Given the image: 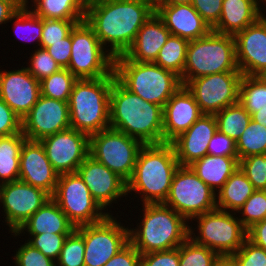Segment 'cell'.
<instances>
[{
    "label": "cell",
    "instance_id": "1",
    "mask_svg": "<svg viewBox=\"0 0 266 266\" xmlns=\"http://www.w3.org/2000/svg\"><path fill=\"white\" fill-rule=\"evenodd\" d=\"M155 8L143 0H89L84 20L115 58L124 55Z\"/></svg>",
    "mask_w": 266,
    "mask_h": 266
},
{
    "label": "cell",
    "instance_id": "2",
    "mask_svg": "<svg viewBox=\"0 0 266 266\" xmlns=\"http://www.w3.org/2000/svg\"><path fill=\"white\" fill-rule=\"evenodd\" d=\"M110 128L141 141L144 145L164 143L163 107L145 101L116 78L110 90Z\"/></svg>",
    "mask_w": 266,
    "mask_h": 266
},
{
    "label": "cell",
    "instance_id": "3",
    "mask_svg": "<svg viewBox=\"0 0 266 266\" xmlns=\"http://www.w3.org/2000/svg\"><path fill=\"white\" fill-rule=\"evenodd\" d=\"M179 166L171 143L144 145L139 151L133 175L127 182V197L137 194L131 199L134 201L137 197V202H142L140 204L164 203Z\"/></svg>",
    "mask_w": 266,
    "mask_h": 266
},
{
    "label": "cell",
    "instance_id": "4",
    "mask_svg": "<svg viewBox=\"0 0 266 266\" xmlns=\"http://www.w3.org/2000/svg\"><path fill=\"white\" fill-rule=\"evenodd\" d=\"M141 205L138 224L129 227V242L140 254L178 248L189 237V222L174 209L163 203Z\"/></svg>",
    "mask_w": 266,
    "mask_h": 266
},
{
    "label": "cell",
    "instance_id": "5",
    "mask_svg": "<svg viewBox=\"0 0 266 266\" xmlns=\"http://www.w3.org/2000/svg\"><path fill=\"white\" fill-rule=\"evenodd\" d=\"M114 71L102 78L77 79L68 100L70 128L88 136L110 128V90Z\"/></svg>",
    "mask_w": 266,
    "mask_h": 266
},
{
    "label": "cell",
    "instance_id": "6",
    "mask_svg": "<svg viewBox=\"0 0 266 266\" xmlns=\"http://www.w3.org/2000/svg\"><path fill=\"white\" fill-rule=\"evenodd\" d=\"M114 74L129 91L162 107L182 86L175 72L153 62H134L124 55L114 58Z\"/></svg>",
    "mask_w": 266,
    "mask_h": 266
},
{
    "label": "cell",
    "instance_id": "7",
    "mask_svg": "<svg viewBox=\"0 0 266 266\" xmlns=\"http://www.w3.org/2000/svg\"><path fill=\"white\" fill-rule=\"evenodd\" d=\"M240 71L236 62L234 35L211 30L206 36L189 41L182 85L205 75Z\"/></svg>",
    "mask_w": 266,
    "mask_h": 266
},
{
    "label": "cell",
    "instance_id": "8",
    "mask_svg": "<svg viewBox=\"0 0 266 266\" xmlns=\"http://www.w3.org/2000/svg\"><path fill=\"white\" fill-rule=\"evenodd\" d=\"M193 221L197 222L195 228L191 224ZM189 224V238L215 251L222 258H229L236 253L247 239V229L234 212L216 208L194 217Z\"/></svg>",
    "mask_w": 266,
    "mask_h": 266
},
{
    "label": "cell",
    "instance_id": "9",
    "mask_svg": "<svg viewBox=\"0 0 266 266\" xmlns=\"http://www.w3.org/2000/svg\"><path fill=\"white\" fill-rule=\"evenodd\" d=\"M67 69L77 79L102 78L114 71V57L102 46L85 20L72 29L71 57Z\"/></svg>",
    "mask_w": 266,
    "mask_h": 266
},
{
    "label": "cell",
    "instance_id": "10",
    "mask_svg": "<svg viewBox=\"0 0 266 266\" xmlns=\"http://www.w3.org/2000/svg\"><path fill=\"white\" fill-rule=\"evenodd\" d=\"M143 146L141 141L112 128L89 136V155L126 183L133 175L139 151Z\"/></svg>",
    "mask_w": 266,
    "mask_h": 266
},
{
    "label": "cell",
    "instance_id": "11",
    "mask_svg": "<svg viewBox=\"0 0 266 266\" xmlns=\"http://www.w3.org/2000/svg\"><path fill=\"white\" fill-rule=\"evenodd\" d=\"M164 205L174 209L188 222L217 208L216 192L206 185L189 166H179Z\"/></svg>",
    "mask_w": 266,
    "mask_h": 266
},
{
    "label": "cell",
    "instance_id": "12",
    "mask_svg": "<svg viewBox=\"0 0 266 266\" xmlns=\"http://www.w3.org/2000/svg\"><path fill=\"white\" fill-rule=\"evenodd\" d=\"M51 198L75 227L100 222L109 215L91 196L77 172L59 175Z\"/></svg>",
    "mask_w": 266,
    "mask_h": 266
},
{
    "label": "cell",
    "instance_id": "13",
    "mask_svg": "<svg viewBox=\"0 0 266 266\" xmlns=\"http://www.w3.org/2000/svg\"><path fill=\"white\" fill-rule=\"evenodd\" d=\"M109 214L94 224L81 225L76 230L83 236L85 244L84 266H104L129 242V225L117 219V213Z\"/></svg>",
    "mask_w": 266,
    "mask_h": 266
},
{
    "label": "cell",
    "instance_id": "14",
    "mask_svg": "<svg viewBox=\"0 0 266 266\" xmlns=\"http://www.w3.org/2000/svg\"><path fill=\"white\" fill-rule=\"evenodd\" d=\"M241 71H227L189 80L184 86L193 94L203 114H216L239 102Z\"/></svg>",
    "mask_w": 266,
    "mask_h": 266
},
{
    "label": "cell",
    "instance_id": "15",
    "mask_svg": "<svg viewBox=\"0 0 266 266\" xmlns=\"http://www.w3.org/2000/svg\"><path fill=\"white\" fill-rule=\"evenodd\" d=\"M49 199L51 195L45 190L20 180L1 184L0 207L5 217L2 222L9 227V233L16 232Z\"/></svg>",
    "mask_w": 266,
    "mask_h": 266
},
{
    "label": "cell",
    "instance_id": "16",
    "mask_svg": "<svg viewBox=\"0 0 266 266\" xmlns=\"http://www.w3.org/2000/svg\"><path fill=\"white\" fill-rule=\"evenodd\" d=\"M39 142L59 175L76 172L89 156V136L73 128L46 136Z\"/></svg>",
    "mask_w": 266,
    "mask_h": 266
},
{
    "label": "cell",
    "instance_id": "17",
    "mask_svg": "<svg viewBox=\"0 0 266 266\" xmlns=\"http://www.w3.org/2000/svg\"><path fill=\"white\" fill-rule=\"evenodd\" d=\"M27 140L42 138L70 128L68 102L40 95L31 110L21 119Z\"/></svg>",
    "mask_w": 266,
    "mask_h": 266
},
{
    "label": "cell",
    "instance_id": "18",
    "mask_svg": "<svg viewBox=\"0 0 266 266\" xmlns=\"http://www.w3.org/2000/svg\"><path fill=\"white\" fill-rule=\"evenodd\" d=\"M90 190L91 196L109 214L111 208L127 197V183L104 164L90 155L76 171ZM109 208V209H108ZM110 211V212H109Z\"/></svg>",
    "mask_w": 266,
    "mask_h": 266
},
{
    "label": "cell",
    "instance_id": "19",
    "mask_svg": "<svg viewBox=\"0 0 266 266\" xmlns=\"http://www.w3.org/2000/svg\"><path fill=\"white\" fill-rule=\"evenodd\" d=\"M16 68L0 69V98L22 119L41 95L40 81L26 67Z\"/></svg>",
    "mask_w": 266,
    "mask_h": 266
},
{
    "label": "cell",
    "instance_id": "20",
    "mask_svg": "<svg viewBox=\"0 0 266 266\" xmlns=\"http://www.w3.org/2000/svg\"><path fill=\"white\" fill-rule=\"evenodd\" d=\"M236 62L242 75L257 76L266 69V20L255 23L234 35Z\"/></svg>",
    "mask_w": 266,
    "mask_h": 266
},
{
    "label": "cell",
    "instance_id": "21",
    "mask_svg": "<svg viewBox=\"0 0 266 266\" xmlns=\"http://www.w3.org/2000/svg\"><path fill=\"white\" fill-rule=\"evenodd\" d=\"M59 174L53 169L39 141L26 140L22 146L19 161V179L41 188L51 196L54 194Z\"/></svg>",
    "mask_w": 266,
    "mask_h": 266
},
{
    "label": "cell",
    "instance_id": "22",
    "mask_svg": "<svg viewBox=\"0 0 266 266\" xmlns=\"http://www.w3.org/2000/svg\"><path fill=\"white\" fill-rule=\"evenodd\" d=\"M217 132L214 114H202L184 133L171 144L180 166H189L208 154V145Z\"/></svg>",
    "mask_w": 266,
    "mask_h": 266
},
{
    "label": "cell",
    "instance_id": "23",
    "mask_svg": "<svg viewBox=\"0 0 266 266\" xmlns=\"http://www.w3.org/2000/svg\"><path fill=\"white\" fill-rule=\"evenodd\" d=\"M193 94L182 85L163 106L164 143H171L202 115Z\"/></svg>",
    "mask_w": 266,
    "mask_h": 266
},
{
    "label": "cell",
    "instance_id": "24",
    "mask_svg": "<svg viewBox=\"0 0 266 266\" xmlns=\"http://www.w3.org/2000/svg\"><path fill=\"white\" fill-rule=\"evenodd\" d=\"M155 12L170 34L188 41L206 36L212 30L192 4H159Z\"/></svg>",
    "mask_w": 266,
    "mask_h": 266
},
{
    "label": "cell",
    "instance_id": "25",
    "mask_svg": "<svg viewBox=\"0 0 266 266\" xmlns=\"http://www.w3.org/2000/svg\"><path fill=\"white\" fill-rule=\"evenodd\" d=\"M169 36L170 31L154 12L142 25L124 56L134 62H154Z\"/></svg>",
    "mask_w": 266,
    "mask_h": 266
},
{
    "label": "cell",
    "instance_id": "26",
    "mask_svg": "<svg viewBox=\"0 0 266 266\" xmlns=\"http://www.w3.org/2000/svg\"><path fill=\"white\" fill-rule=\"evenodd\" d=\"M75 229V225L51 198L24 222L16 232H11V235L15 238L25 234L72 233Z\"/></svg>",
    "mask_w": 266,
    "mask_h": 266
},
{
    "label": "cell",
    "instance_id": "27",
    "mask_svg": "<svg viewBox=\"0 0 266 266\" xmlns=\"http://www.w3.org/2000/svg\"><path fill=\"white\" fill-rule=\"evenodd\" d=\"M261 7L262 0H223L220 19L212 30L221 34L235 35L262 16Z\"/></svg>",
    "mask_w": 266,
    "mask_h": 266
},
{
    "label": "cell",
    "instance_id": "28",
    "mask_svg": "<svg viewBox=\"0 0 266 266\" xmlns=\"http://www.w3.org/2000/svg\"><path fill=\"white\" fill-rule=\"evenodd\" d=\"M189 167L206 185L217 192L239 167V159L207 154Z\"/></svg>",
    "mask_w": 266,
    "mask_h": 266
},
{
    "label": "cell",
    "instance_id": "29",
    "mask_svg": "<svg viewBox=\"0 0 266 266\" xmlns=\"http://www.w3.org/2000/svg\"><path fill=\"white\" fill-rule=\"evenodd\" d=\"M24 4L40 18L73 21H83L87 8L86 0H24Z\"/></svg>",
    "mask_w": 266,
    "mask_h": 266
},
{
    "label": "cell",
    "instance_id": "30",
    "mask_svg": "<svg viewBox=\"0 0 266 266\" xmlns=\"http://www.w3.org/2000/svg\"><path fill=\"white\" fill-rule=\"evenodd\" d=\"M254 191L253 185L238 167L216 192L217 209L236 213Z\"/></svg>",
    "mask_w": 266,
    "mask_h": 266
},
{
    "label": "cell",
    "instance_id": "31",
    "mask_svg": "<svg viewBox=\"0 0 266 266\" xmlns=\"http://www.w3.org/2000/svg\"><path fill=\"white\" fill-rule=\"evenodd\" d=\"M26 140L22 132L0 137V185L19 179L20 153Z\"/></svg>",
    "mask_w": 266,
    "mask_h": 266
},
{
    "label": "cell",
    "instance_id": "32",
    "mask_svg": "<svg viewBox=\"0 0 266 266\" xmlns=\"http://www.w3.org/2000/svg\"><path fill=\"white\" fill-rule=\"evenodd\" d=\"M12 21V23H11ZM9 22L14 29V34L24 42H35V47H40L43 18L35 15L25 4L10 18ZM39 46V47H38Z\"/></svg>",
    "mask_w": 266,
    "mask_h": 266
},
{
    "label": "cell",
    "instance_id": "33",
    "mask_svg": "<svg viewBox=\"0 0 266 266\" xmlns=\"http://www.w3.org/2000/svg\"><path fill=\"white\" fill-rule=\"evenodd\" d=\"M188 43V40L170 34L153 63L171 70L181 77L186 62Z\"/></svg>",
    "mask_w": 266,
    "mask_h": 266
},
{
    "label": "cell",
    "instance_id": "34",
    "mask_svg": "<svg viewBox=\"0 0 266 266\" xmlns=\"http://www.w3.org/2000/svg\"><path fill=\"white\" fill-rule=\"evenodd\" d=\"M217 130L237 141L251 121V115L238 102L214 114Z\"/></svg>",
    "mask_w": 266,
    "mask_h": 266
},
{
    "label": "cell",
    "instance_id": "35",
    "mask_svg": "<svg viewBox=\"0 0 266 266\" xmlns=\"http://www.w3.org/2000/svg\"><path fill=\"white\" fill-rule=\"evenodd\" d=\"M239 103L252 115L266 109V84L258 76L243 75L239 86Z\"/></svg>",
    "mask_w": 266,
    "mask_h": 266
},
{
    "label": "cell",
    "instance_id": "36",
    "mask_svg": "<svg viewBox=\"0 0 266 266\" xmlns=\"http://www.w3.org/2000/svg\"><path fill=\"white\" fill-rule=\"evenodd\" d=\"M236 150L239 160L251 155L266 154V127L251 120L236 141Z\"/></svg>",
    "mask_w": 266,
    "mask_h": 266
},
{
    "label": "cell",
    "instance_id": "37",
    "mask_svg": "<svg viewBox=\"0 0 266 266\" xmlns=\"http://www.w3.org/2000/svg\"><path fill=\"white\" fill-rule=\"evenodd\" d=\"M77 78L67 68L45 77L40 81L41 95L68 102L73 84Z\"/></svg>",
    "mask_w": 266,
    "mask_h": 266
},
{
    "label": "cell",
    "instance_id": "38",
    "mask_svg": "<svg viewBox=\"0 0 266 266\" xmlns=\"http://www.w3.org/2000/svg\"><path fill=\"white\" fill-rule=\"evenodd\" d=\"M179 266H216L222 257L210 248L187 238L179 246Z\"/></svg>",
    "mask_w": 266,
    "mask_h": 266
},
{
    "label": "cell",
    "instance_id": "39",
    "mask_svg": "<svg viewBox=\"0 0 266 266\" xmlns=\"http://www.w3.org/2000/svg\"><path fill=\"white\" fill-rule=\"evenodd\" d=\"M236 214H239L237 217L246 229L264 220L266 218V190H255Z\"/></svg>",
    "mask_w": 266,
    "mask_h": 266
},
{
    "label": "cell",
    "instance_id": "40",
    "mask_svg": "<svg viewBox=\"0 0 266 266\" xmlns=\"http://www.w3.org/2000/svg\"><path fill=\"white\" fill-rule=\"evenodd\" d=\"M84 252V238L75 229L66 237L56 266H84Z\"/></svg>",
    "mask_w": 266,
    "mask_h": 266
},
{
    "label": "cell",
    "instance_id": "41",
    "mask_svg": "<svg viewBox=\"0 0 266 266\" xmlns=\"http://www.w3.org/2000/svg\"><path fill=\"white\" fill-rule=\"evenodd\" d=\"M28 62H26V69L38 81L61 69V66L51 57L48 51L41 47L36 48V50L34 47Z\"/></svg>",
    "mask_w": 266,
    "mask_h": 266
},
{
    "label": "cell",
    "instance_id": "42",
    "mask_svg": "<svg viewBox=\"0 0 266 266\" xmlns=\"http://www.w3.org/2000/svg\"><path fill=\"white\" fill-rule=\"evenodd\" d=\"M71 233H42L29 236L25 241L45 256L57 261L66 237Z\"/></svg>",
    "mask_w": 266,
    "mask_h": 266
},
{
    "label": "cell",
    "instance_id": "43",
    "mask_svg": "<svg viewBox=\"0 0 266 266\" xmlns=\"http://www.w3.org/2000/svg\"><path fill=\"white\" fill-rule=\"evenodd\" d=\"M239 167L255 190H266V154L242 158Z\"/></svg>",
    "mask_w": 266,
    "mask_h": 266
},
{
    "label": "cell",
    "instance_id": "44",
    "mask_svg": "<svg viewBox=\"0 0 266 266\" xmlns=\"http://www.w3.org/2000/svg\"><path fill=\"white\" fill-rule=\"evenodd\" d=\"M81 21L63 19H43L40 47L46 49L51 43H57L67 37L74 26Z\"/></svg>",
    "mask_w": 266,
    "mask_h": 266
},
{
    "label": "cell",
    "instance_id": "45",
    "mask_svg": "<svg viewBox=\"0 0 266 266\" xmlns=\"http://www.w3.org/2000/svg\"><path fill=\"white\" fill-rule=\"evenodd\" d=\"M228 259L233 266H266V250L246 239Z\"/></svg>",
    "mask_w": 266,
    "mask_h": 266
},
{
    "label": "cell",
    "instance_id": "46",
    "mask_svg": "<svg viewBox=\"0 0 266 266\" xmlns=\"http://www.w3.org/2000/svg\"><path fill=\"white\" fill-rule=\"evenodd\" d=\"M12 254L13 266H56V262L45 256L26 241Z\"/></svg>",
    "mask_w": 266,
    "mask_h": 266
},
{
    "label": "cell",
    "instance_id": "47",
    "mask_svg": "<svg viewBox=\"0 0 266 266\" xmlns=\"http://www.w3.org/2000/svg\"><path fill=\"white\" fill-rule=\"evenodd\" d=\"M21 132V118L0 98V137Z\"/></svg>",
    "mask_w": 266,
    "mask_h": 266
},
{
    "label": "cell",
    "instance_id": "48",
    "mask_svg": "<svg viewBox=\"0 0 266 266\" xmlns=\"http://www.w3.org/2000/svg\"><path fill=\"white\" fill-rule=\"evenodd\" d=\"M223 0H192L191 4L212 29L219 21Z\"/></svg>",
    "mask_w": 266,
    "mask_h": 266
},
{
    "label": "cell",
    "instance_id": "49",
    "mask_svg": "<svg viewBox=\"0 0 266 266\" xmlns=\"http://www.w3.org/2000/svg\"><path fill=\"white\" fill-rule=\"evenodd\" d=\"M179 247L141 254V266H179Z\"/></svg>",
    "mask_w": 266,
    "mask_h": 266
},
{
    "label": "cell",
    "instance_id": "50",
    "mask_svg": "<svg viewBox=\"0 0 266 266\" xmlns=\"http://www.w3.org/2000/svg\"><path fill=\"white\" fill-rule=\"evenodd\" d=\"M208 155L238 157L236 141L217 130L209 142Z\"/></svg>",
    "mask_w": 266,
    "mask_h": 266
},
{
    "label": "cell",
    "instance_id": "51",
    "mask_svg": "<svg viewBox=\"0 0 266 266\" xmlns=\"http://www.w3.org/2000/svg\"><path fill=\"white\" fill-rule=\"evenodd\" d=\"M104 266H141V254L128 242Z\"/></svg>",
    "mask_w": 266,
    "mask_h": 266
},
{
    "label": "cell",
    "instance_id": "52",
    "mask_svg": "<svg viewBox=\"0 0 266 266\" xmlns=\"http://www.w3.org/2000/svg\"><path fill=\"white\" fill-rule=\"evenodd\" d=\"M72 30L71 33L57 43H51L46 48L51 57L61 66L67 68L71 57Z\"/></svg>",
    "mask_w": 266,
    "mask_h": 266
},
{
    "label": "cell",
    "instance_id": "53",
    "mask_svg": "<svg viewBox=\"0 0 266 266\" xmlns=\"http://www.w3.org/2000/svg\"><path fill=\"white\" fill-rule=\"evenodd\" d=\"M247 239L266 250V218L247 229Z\"/></svg>",
    "mask_w": 266,
    "mask_h": 266
},
{
    "label": "cell",
    "instance_id": "54",
    "mask_svg": "<svg viewBox=\"0 0 266 266\" xmlns=\"http://www.w3.org/2000/svg\"><path fill=\"white\" fill-rule=\"evenodd\" d=\"M24 4V0H0V25L9 23L10 18Z\"/></svg>",
    "mask_w": 266,
    "mask_h": 266
},
{
    "label": "cell",
    "instance_id": "55",
    "mask_svg": "<svg viewBox=\"0 0 266 266\" xmlns=\"http://www.w3.org/2000/svg\"><path fill=\"white\" fill-rule=\"evenodd\" d=\"M251 120L258 122L266 127V109L261 108L251 115Z\"/></svg>",
    "mask_w": 266,
    "mask_h": 266
},
{
    "label": "cell",
    "instance_id": "56",
    "mask_svg": "<svg viewBox=\"0 0 266 266\" xmlns=\"http://www.w3.org/2000/svg\"><path fill=\"white\" fill-rule=\"evenodd\" d=\"M192 0H163L160 4H191Z\"/></svg>",
    "mask_w": 266,
    "mask_h": 266
},
{
    "label": "cell",
    "instance_id": "57",
    "mask_svg": "<svg viewBox=\"0 0 266 266\" xmlns=\"http://www.w3.org/2000/svg\"><path fill=\"white\" fill-rule=\"evenodd\" d=\"M216 266H233V263L228 258H222Z\"/></svg>",
    "mask_w": 266,
    "mask_h": 266
},
{
    "label": "cell",
    "instance_id": "58",
    "mask_svg": "<svg viewBox=\"0 0 266 266\" xmlns=\"http://www.w3.org/2000/svg\"><path fill=\"white\" fill-rule=\"evenodd\" d=\"M149 2L154 8H156L163 0H143Z\"/></svg>",
    "mask_w": 266,
    "mask_h": 266
},
{
    "label": "cell",
    "instance_id": "59",
    "mask_svg": "<svg viewBox=\"0 0 266 266\" xmlns=\"http://www.w3.org/2000/svg\"><path fill=\"white\" fill-rule=\"evenodd\" d=\"M266 84V69L257 75Z\"/></svg>",
    "mask_w": 266,
    "mask_h": 266
},
{
    "label": "cell",
    "instance_id": "60",
    "mask_svg": "<svg viewBox=\"0 0 266 266\" xmlns=\"http://www.w3.org/2000/svg\"><path fill=\"white\" fill-rule=\"evenodd\" d=\"M262 3L266 7V0H263ZM263 5H262V8H264V9H262V11L264 13H262V17L266 20V8Z\"/></svg>",
    "mask_w": 266,
    "mask_h": 266
}]
</instances>
